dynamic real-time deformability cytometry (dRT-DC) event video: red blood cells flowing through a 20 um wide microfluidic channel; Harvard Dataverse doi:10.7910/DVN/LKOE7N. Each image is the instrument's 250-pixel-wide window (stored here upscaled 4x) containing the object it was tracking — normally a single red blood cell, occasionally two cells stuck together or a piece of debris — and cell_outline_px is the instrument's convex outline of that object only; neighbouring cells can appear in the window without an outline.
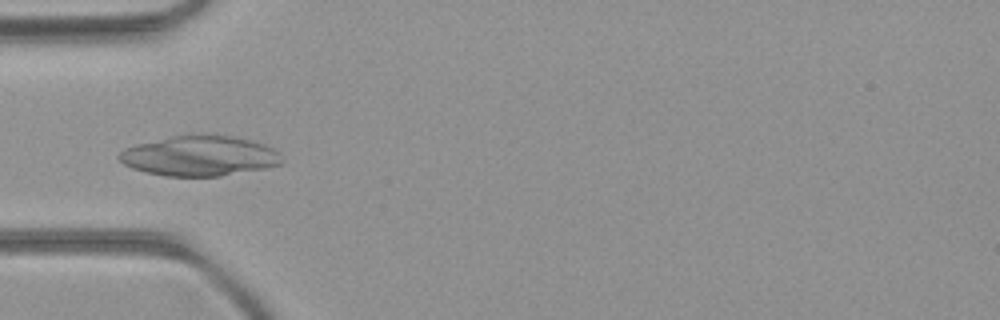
{"species": "common noctule bat (a hibernating species)", "species_latin": "Nyctalus noctula", "temperature_condition": "room temperature", "stored_images_in_passage": 50, "camera_frame_rate_fps": 3000, "um_per_image_px": 0.085, "animal": {"sex": "female", "body_mass_g": 21.9}, "frame": {"image": 1, "passage_image": 16, "time_ms": 5.0, "image_size_px": [1000, 320], "cell_outline_px": [[284, 160], [280, 164], [268, 168], [220, 176], [164, 176], [144, 172], [132, 168], [124, 164], [116, 156], [124, 148], [172, 136], [232, 136], [252, 140], [264, 144], [280, 152]], "centroid_in_image_um": [17.0, 13.28], "position_along_channel_um": 68.0, "area_um2": 37.8}}
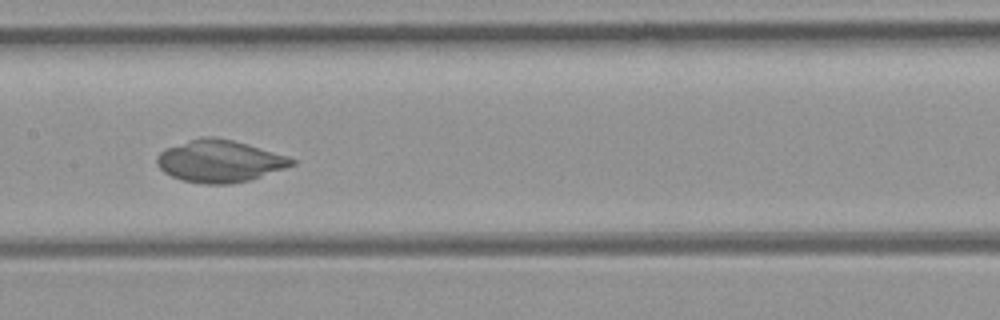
{"frame": {"image": 2, "passage_image": 25, "time_ms": 8.0, "image_size_px": [1000, 320], "cell_outline_px": [[296, 164], [248, 180], [232, 184], [204, 184], [184, 180], [172, 176], [164, 172], [156, 164], [156, 156], [164, 148], [188, 140], [204, 136], [212, 136], [232, 140], [248, 144], [288, 156], [296, 160]], "centroid_in_image_um": [18.64, 13.68], "position_along_channel_um": 188.8, "area_um2": 33.0}}
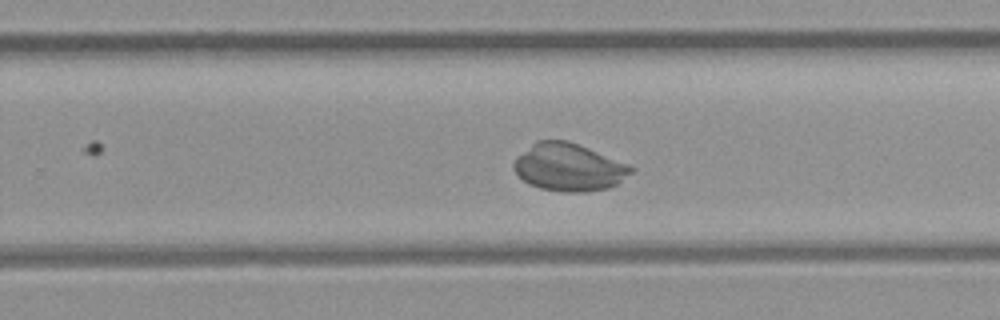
{"frame": {"image": 3, "passage_image": 32, "time_ms": 10.333, "image_size_px": [1000, 320], "cell_outline_px": [[636, 168], [632, 172], [616, 184], [608, 188], [584, 192], [564, 192], [540, 188], [528, 184], [512, 168], [512, 164], [516, 156], [536, 140], [568, 140], [628, 164]], "centroid_in_image_um": [48.32, 14.21], "position_along_channel_um": 281.5, "area_um2": 32.48}}